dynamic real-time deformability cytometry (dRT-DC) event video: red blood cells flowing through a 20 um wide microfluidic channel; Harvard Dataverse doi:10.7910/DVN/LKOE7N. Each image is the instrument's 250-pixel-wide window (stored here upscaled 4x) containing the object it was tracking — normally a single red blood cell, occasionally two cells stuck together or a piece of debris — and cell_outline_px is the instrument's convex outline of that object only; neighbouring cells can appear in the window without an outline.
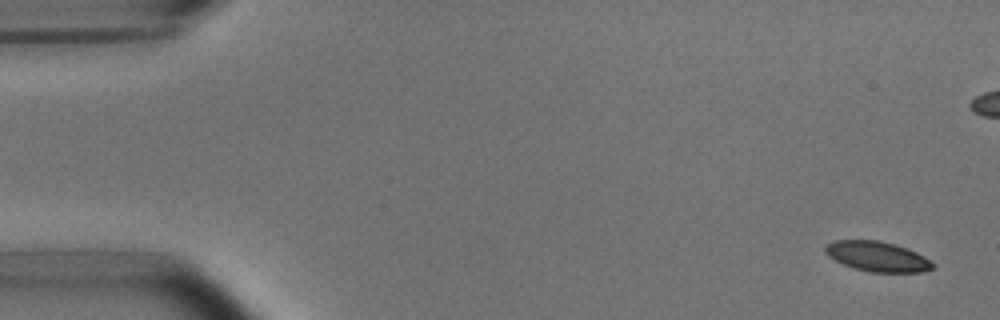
{"species": "common noctule bat (a hibernating species)", "species_latin": "Nyctalus noctula", "temperature_condition": "room temperature", "stored_images_in_passage": 6, "camera_frame_rate_fps": 3000, "um_per_image_px": 0.085, "animal": {"sex": "male", "body_mass_g": 15.6}, "frame": {"image": 1, "passage_image": 1, "time_ms": 0.0, "image_size_px": [1000, 320], "cell_outline_px": [[936, 268], [924, 272], [868, 272], [852, 268], [828, 256], [824, 252], [824, 248], [832, 240], [880, 240], [896, 244], [908, 248], [924, 256], [936, 264]], "centroid_in_image_um": [74.61, 21.8], "position_along_channel_um": 10.4, "area_um2": 19.13}}